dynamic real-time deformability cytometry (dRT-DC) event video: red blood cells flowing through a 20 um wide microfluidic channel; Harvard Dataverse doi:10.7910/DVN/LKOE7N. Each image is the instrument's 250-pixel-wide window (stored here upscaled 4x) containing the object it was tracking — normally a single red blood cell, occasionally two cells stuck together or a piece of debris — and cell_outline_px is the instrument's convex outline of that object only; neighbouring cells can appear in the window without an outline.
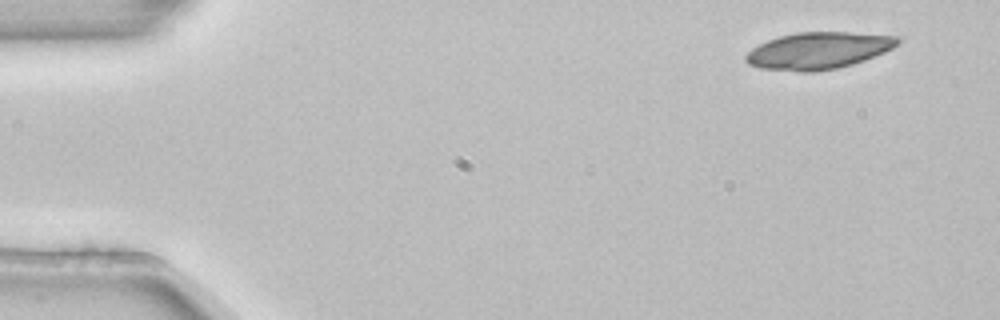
{"species": "common noctule bat (a hibernating species)", "species_latin": "Nyctalus noctula", "temperature_condition": "room temperature", "stored_images_in_passage": 3, "camera_frame_rate_fps": 3000, "um_per_image_px": 0.085, "animal": {"sex": "female", "body_mass_g": 22.7, "forearm_length_mm": 54.2}, "frame": {"image": 1, "passage_image": 1, "time_ms": 0.0, "image_size_px": [1000, 320], "cell_outline_px": [[900, 40], [892, 48], [884, 52], [864, 60], [852, 64], [836, 68], [812, 72], [796, 72], [760, 68], [748, 64], [744, 60], [744, 56], [752, 48], [768, 40], [780, 36], [796, 32], [848, 32], [900, 36]], "centroid_in_image_um": [69.53, 4.3], "position_along_channel_um": 15.5, "area_um2": 32.6}}